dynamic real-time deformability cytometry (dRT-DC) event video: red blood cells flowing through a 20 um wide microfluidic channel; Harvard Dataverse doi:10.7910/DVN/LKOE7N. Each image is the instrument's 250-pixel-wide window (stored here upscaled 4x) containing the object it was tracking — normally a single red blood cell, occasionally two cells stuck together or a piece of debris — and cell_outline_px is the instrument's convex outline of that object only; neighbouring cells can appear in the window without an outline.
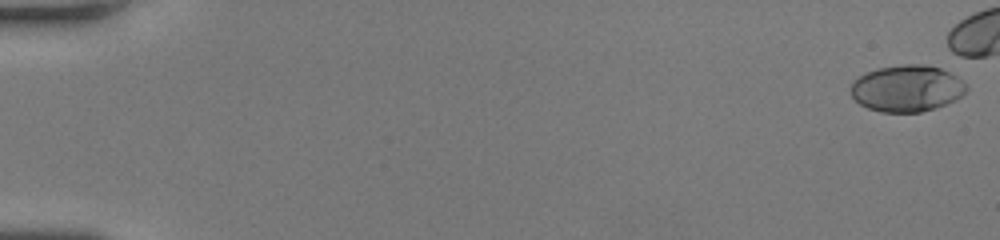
{"species": "human", "species_latin": "Homo sapiens", "temperature_condition": "room temperature", "stored_images_in_passage": 44, "camera_frame_rate_fps": 3000, "um_per_image_px": 0.085, "donor": {"sex": "female"}, "frame": {"image": 1, "passage_image": 1, "time_ms": 0.0, "image_size_px": [1000, 240], "cell_outline_px": [[968, 88], [956, 100], [920, 112], [880, 112], [868, 108], [860, 104], [852, 96], [848, 88], [852, 80], [864, 72], [876, 68], [904, 64], [924, 64], [940, 68], [956, 76]], "centroid_in_image_um": [77.01, 7.5], "position_along_channel_um": 8.0, "area_um2": 31.44}}
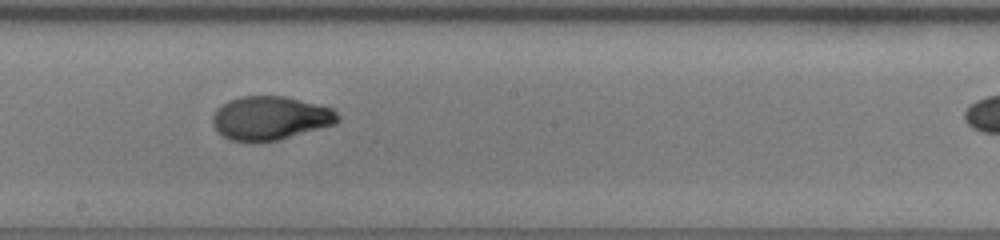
{"frame": {"image": 2, "passage_image": 30, "time_ms": 9.667, "image_size_px": [1000, 240], "cell_outline_px": [[340, 120], [336, 124], [276, 140], [228, 140], [212, 124], [212, 116], [216, 108], [228, 100], [240, 96], [284, 96], [332, 108], [340, 116]], "centroid_in_image_um": [22.97, 10.01], "position_along_channel_um": 225.2, "area_um2": 31.44}}
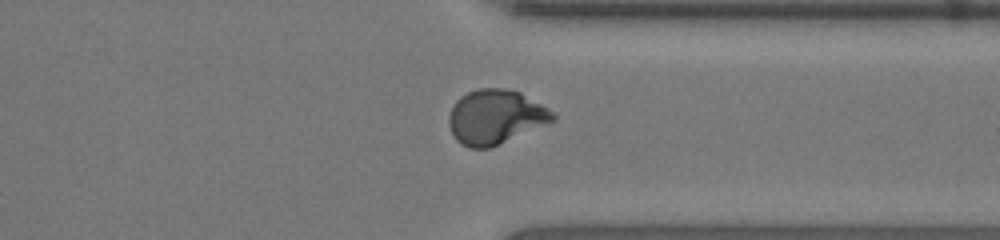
{"frame": {"image": 3, "passage_image": 40, "time_ms": 13.0, "image_size_px": [1000, 240], "cell_outline_px": [[556, 120], [488, 148], [468, 148], [460, 144], [456, 140], [448, 124], [448, 116], [452, 104], [460, 96], [468, 92], [480, 88], [504, 88], [520, 92], [548, 108], [556, 116]], "centroid_in_image_um": [42.07, 9.93], "position_along_channel_um": 369.3, "area_um2": 32.83}}